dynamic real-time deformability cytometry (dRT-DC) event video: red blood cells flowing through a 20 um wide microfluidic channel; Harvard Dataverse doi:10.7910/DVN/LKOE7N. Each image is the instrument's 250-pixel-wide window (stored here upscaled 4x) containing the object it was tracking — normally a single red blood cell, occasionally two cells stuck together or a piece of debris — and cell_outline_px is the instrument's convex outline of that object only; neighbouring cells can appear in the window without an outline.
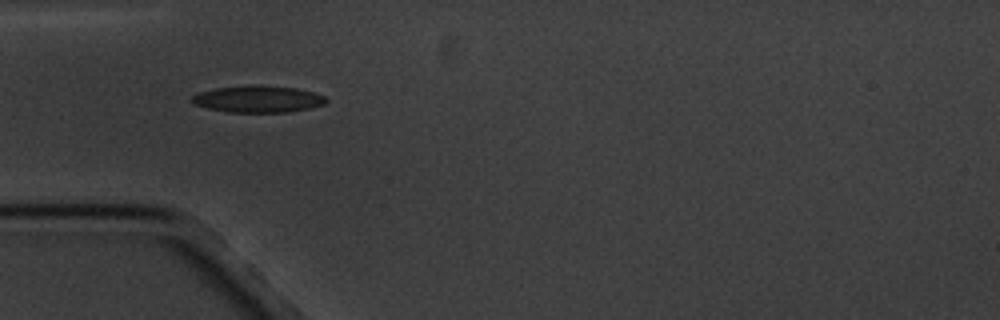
{"species": "common noctule bat (a hibernating species)", "species_latin": "Nyctalus noctula", "temperature_condition": "cold", "stored_images_in_passage": 4, "camera_frame_rate_fps": 3000, "um_per_image_px": 0.085, "animal": {"sex": "male", "body_mass_g": 20.1, "forearm_length_mm": 53.5}, "frame": {"image": 1, "passage_image": 1, "time_ms": 0.0, "image_size_px": [1000, 320], "cell_outline_px": [[328, 100], [324, 104], [312, 108], [288, 112], [228, 112], [208, 108], [192, 104], [192, 96], [200, 92], [216, 88], [260, 84], [296, 88], [312, 92], [324, 96]], "centroid_in_image_um": [21.95, 8.42], "position_along_channel_um": 63.1, "area_um2": 20.98}}
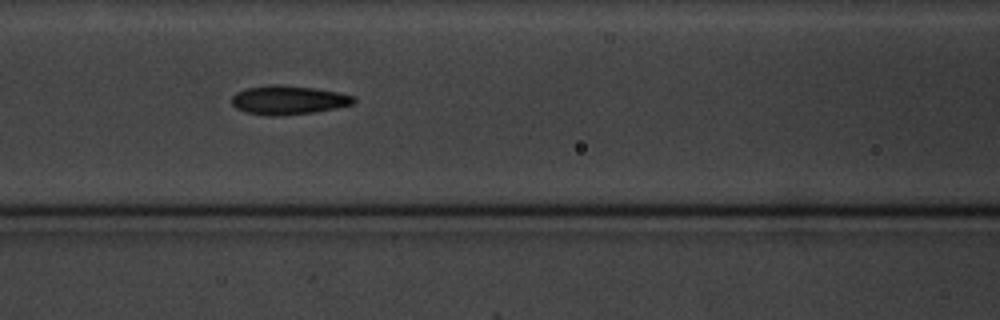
{"frame": {"image": 2, "passage_image": 3, "time_ms": 2.333, "image_size_px": [1000, 320], "cell_outline_px": [[356, 100], [352, 104], [336, 108], [316, 112], [280, 116], [272, 116], [248, 112], [236, 108], [232, 104], [232, 96], [236, 92], [244, 88], [268, 84], [280, 84], [312, 88], [336, 92], [352, 96]], "centroid_in_image_um": [24.47, 8.5], "position_along_channel_um": 142.1, "area_um2": 20.52}}
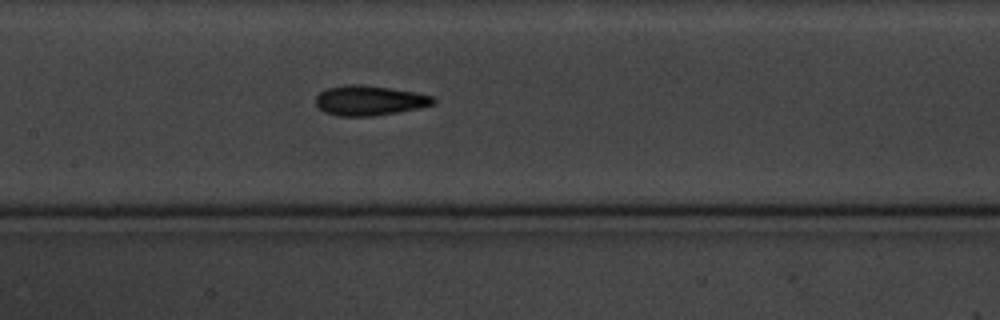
{"frame": {"image": 3, "passage_image": 4, "time_ms": 3.333, "image_size_px": [1000, 320], "cell_outline_px": [[436, 100], [432, 104], [420, 108], [372, 116], [340, 116], [324, 112], [316, 104], [316, 96], [320, 92], [328, 88], [344, 84], [364, 84], [416, 92], [432, 96]], "centroid_in_image_um": [31.39, 8.53], "position_along_channel_um": 176.0, "area_um2": 20.46}}